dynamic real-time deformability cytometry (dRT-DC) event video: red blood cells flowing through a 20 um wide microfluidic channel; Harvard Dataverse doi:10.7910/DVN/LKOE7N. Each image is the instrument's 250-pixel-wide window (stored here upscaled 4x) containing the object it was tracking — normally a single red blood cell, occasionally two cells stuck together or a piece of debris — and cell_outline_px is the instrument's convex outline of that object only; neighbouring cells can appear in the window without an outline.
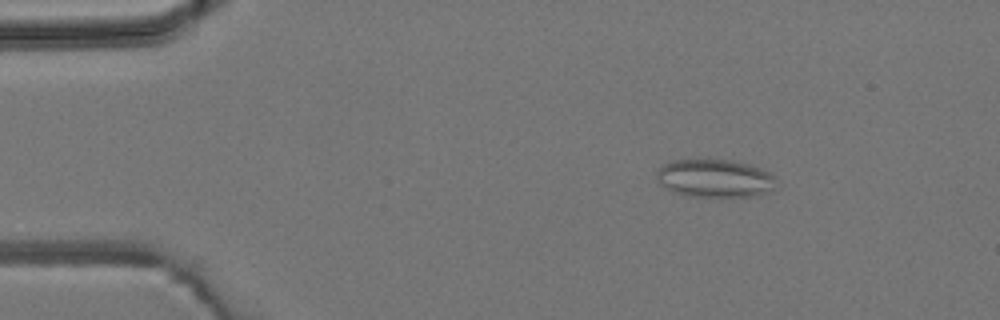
{"species": "common noctule bat (a hibernating species)", "species_latin": "Nyctalus noctula", "temperature_condition": "room temperature", "stored_images_in_passage": 2, "camera_frame_rate_fps": 3000, "um_per_image_px": 0.085, "animal": {"sex": "male", "body_mass_g": 19.2, "forearm_length_mm": 51.8}, "frame": {"image": 1, "passage_image": 1, "time_ms": 0.0, "image_size_px": [1000, 320], "cell_outline_px": [[776, 176], [772, 192], [752, 196], [684, 196], [672, 192], [664, 188], [656, 180], [656, 172], [664, 164], [672, 160], [728, 160], [748, 164], [760, 168]], "centroid_in_image_um": [60.73, 15.17], "position_along_channel_um": 24.3, "area_um2": 26.59}}